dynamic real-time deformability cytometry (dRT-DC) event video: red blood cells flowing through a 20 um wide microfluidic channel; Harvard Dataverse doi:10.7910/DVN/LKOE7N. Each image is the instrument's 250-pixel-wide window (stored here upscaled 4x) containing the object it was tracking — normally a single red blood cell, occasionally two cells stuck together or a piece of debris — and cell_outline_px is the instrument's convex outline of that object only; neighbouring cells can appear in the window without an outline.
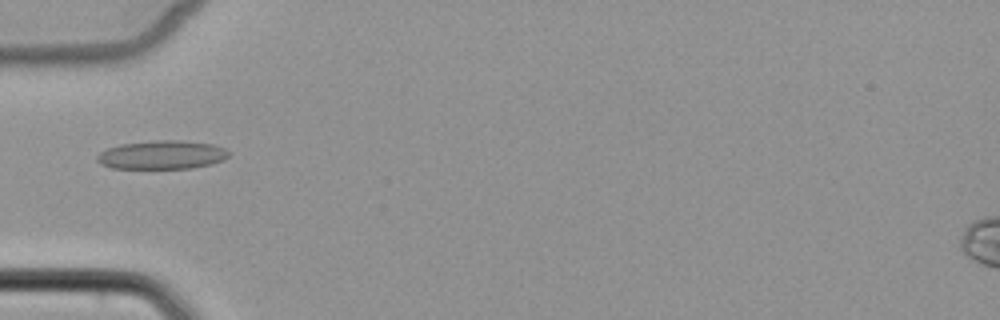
{"species": "common noctule bat (a hibernating species)", "species_latin": "Nyctalus noctula", "temperature_condition": "cold", "stored_images_in_passage": 5, "camera_frame_rate_fps": 3000, "um_per_image_px": 0.085, "animal": {"sex": "female", "body_mass_g": 22.7, "forearm_length_mm": 54.2}, "frame": {"image": 1, "passage_image": 4, "time_ms": 4.667, "image_size_px": [1000, 320], "cell_outline_px": [[232, 152], [224, 160], [212, 164], [192, 168], [112, 168], [100, 164], [96, 160], [96, 156], [100, 152], [108, 148], [120, 144], [156, 140], [180, 140], [212, 144], [224, 148]], "centroid_in_image_um": [13.78, 13.16], "position_along_channel_um": 71.2, "area_um2": 22.08}}
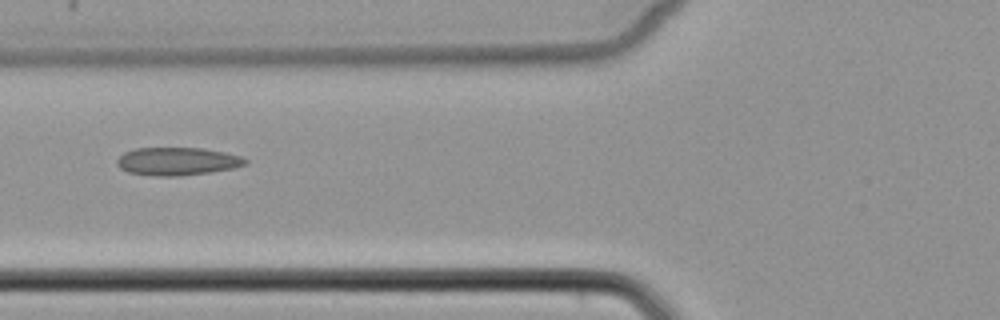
{"frame": {"image": 2, "passage_image": 5, "time_ms": 5.667, "image_size_px": [1000, 320], "cell_outline_px": [[248, 164], [232, 168], [208, 172], [180, 176], [156, 176], [128, 172], [120, 168], [116, 164], [116, 160], [124, 152], [136, 148], [200, 148], [224, 152], [240, 156], [248, 160]], "centroid_in_image_um": [15.05, 13.71], "position_along_channel_um": 110.8, "area_um2": 20.81}}